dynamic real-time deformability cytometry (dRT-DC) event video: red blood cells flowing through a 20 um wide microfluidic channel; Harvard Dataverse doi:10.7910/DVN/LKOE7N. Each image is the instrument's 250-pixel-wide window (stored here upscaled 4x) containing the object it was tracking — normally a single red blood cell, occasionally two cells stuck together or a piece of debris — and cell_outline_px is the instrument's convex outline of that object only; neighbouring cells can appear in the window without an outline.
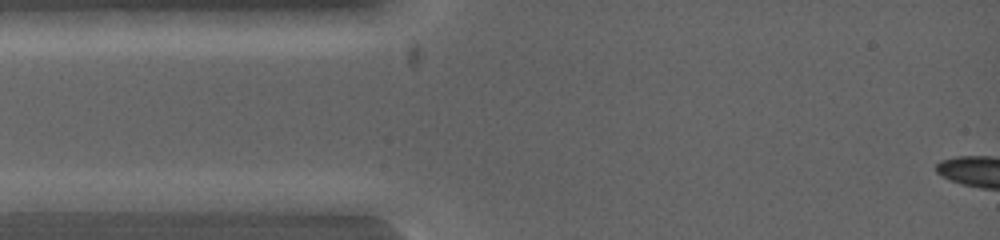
{"species": "common noctule bat (a hibernating species)", "species_latin": "Nyctalus noctula", "temperature_condition": "warm", "stored_images_in_passage": 4, "camera_frame_rate_fps": 5000, "um_per_image_px": 0.085, "animal": {"sex": "female", "body_mass_g": 19.0, "forearm_length_mm": 53.3}, "frame": {"image": 1, "passage_image": 3, "time_ms": 0.8, "image_size_px": [1000, 240], "cell_outline_px": [[128, 212], [16, 212], [16, 200], [92, 192], [108, 192], [124, 200], [128, 204]], "centroid_in_image_um": [6.31, 17.3], "position_along_channel_um": 78.7, "area_um2": 13.24}}